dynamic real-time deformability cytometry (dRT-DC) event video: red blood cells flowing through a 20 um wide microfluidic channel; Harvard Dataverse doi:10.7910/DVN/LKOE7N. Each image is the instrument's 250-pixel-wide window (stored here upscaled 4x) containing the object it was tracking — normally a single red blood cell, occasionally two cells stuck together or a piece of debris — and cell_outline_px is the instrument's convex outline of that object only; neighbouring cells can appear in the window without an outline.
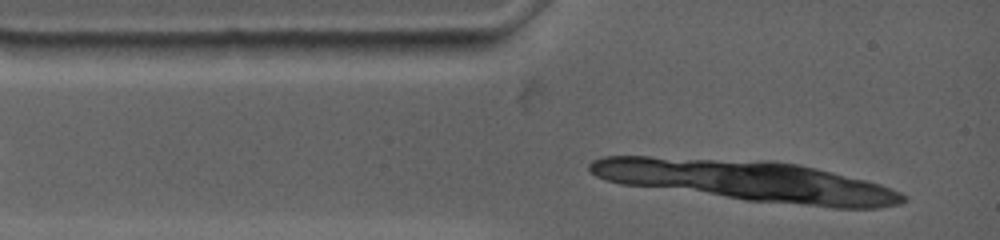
{"species": "common noctule bat (a hibernating species)", "species_latin": "Nyctalus noctula", "temperature_condition": "warm", "stored_images_in_passage": 2, "camera_frame_rate_fps": 4500, "um_per_image_px": 0.085, "animal": {"sex": "female", "body_mass_g": 19.0, "forearm_length_mm": 53.3}, "frame": {"image": 1, "passage_image": 1, "time_ms": 0.0, "image_size_px": [1000, 240], "cell_outline_px": [[500, 40], [496, 44], [488, 48], [468, 56], [372, 60], [360, 60], [336, 44], [348, 40]], "centroid_in_image_um": [35.15, 4.13], "position_along_channel_um": 49.9, "area_um2": 18.26}}